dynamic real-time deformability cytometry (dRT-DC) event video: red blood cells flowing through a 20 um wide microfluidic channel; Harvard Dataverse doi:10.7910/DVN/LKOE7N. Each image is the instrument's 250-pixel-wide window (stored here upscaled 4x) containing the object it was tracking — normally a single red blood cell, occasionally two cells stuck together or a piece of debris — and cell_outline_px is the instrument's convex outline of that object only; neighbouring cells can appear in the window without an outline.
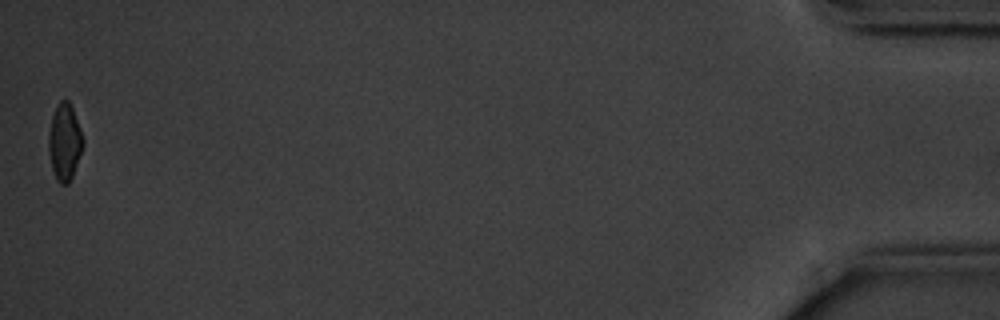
{"species": "common noctule bat (a hibernating species)", "species_latin": "Nyctalus noctula", "temperature_condition": "cold", "stored_images_in_passage": 15, "camera_frame_rate_fps": 3000, "um_per_image_px": 0.085, "animal": {"sex": "male", "body_mass_g": 20.1, "forearm_length_mm": 53.5}, "frame": {"image": 1, "passage_image": 15, "time_ms": 18.333, "image_size_px": [1000, 320], "cell_outline_px": [[84, 144], [72, 176], [68, 184], [60, 184], [56, 180], [52, 168], [48, 152], [48, 132], [52, 116], [60, 100], [68, 100], [72, 108], [80, 128], [84, 140]], "centroid_in_image_um": [5.48, 12.09], "position_along_channel_um": 429.7, "area_um2": 15.32}, "authors_computed_cell_mechanics": {"area_um2": 17.34, "velocity_mm_per_s": 3.5763, "shape_relaxation_time_tau1_ms": 2.8812, "shape_relaxation_time_tau2_ms": 7.2208, "deformation_change_tau1": 0.0727, "deformation_change_tau2": 0.1062}}